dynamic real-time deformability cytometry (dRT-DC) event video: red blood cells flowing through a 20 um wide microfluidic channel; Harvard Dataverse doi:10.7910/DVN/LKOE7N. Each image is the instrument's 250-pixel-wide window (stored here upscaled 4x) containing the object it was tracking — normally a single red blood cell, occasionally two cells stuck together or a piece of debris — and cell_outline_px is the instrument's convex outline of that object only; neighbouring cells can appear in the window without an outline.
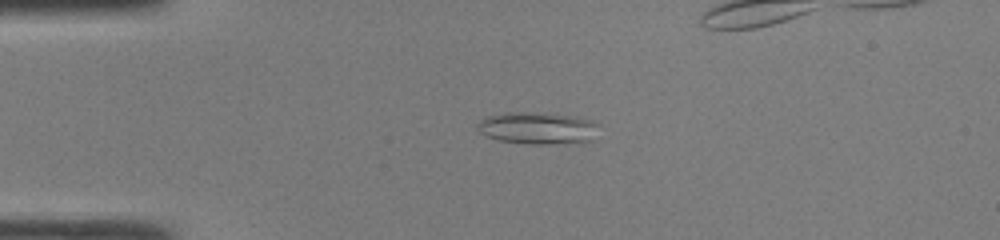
{"species": "common noctule bat (a hibernating species)", "species_latin": "Nyctalus noctula", "temperature_condition": "room temperature", "stored_images_in_passage": 48, "camera_frame_rate_fps": 3000, "um_per_image_px": 0.085, "animal": {"sex": "male", "body_mass_g": 19.0, "forearm_length_mm": 50.8}, "frame": {"image": 1, "passage_image": 11, "time_ms": 3.333, "image_size_px": [1000, 240], "cell_outline_px": [[596, 124], [592, 140], [548, 144], [524, 144], [500, 140], [488, 136], [480, 132], [476, 128], [476, 124], [480, 120], [488, 116], [508, 112], [524, 112], [576, 116], [588, 120]], "centroid_in_image_um": [45.61, 10.89], "position_along_channel_um": 39.4, "area_um2": 22.14}}
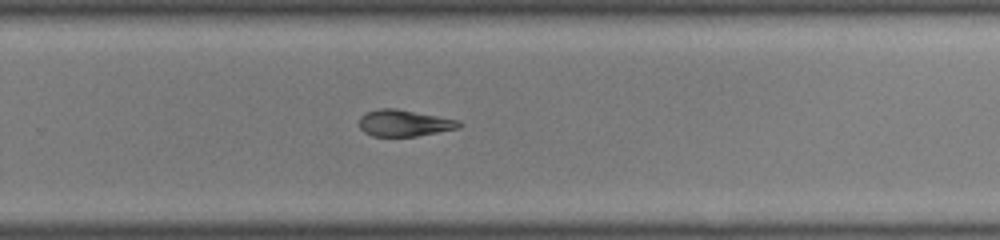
{"frame": {"image": 2, "passage_image": 31, "time_ms": 10.0, "image_size_px": [1000, 240], "cell_outline_px": [[464, 124], [460, 128], [416, 136], [372, 136], [364, 132], [360, 128], [360, 116], [368, 112], [380, 108], [396, 108], [460, 120]], "centroid_in_image_um": [34.4, 10.46], "position_along_channel_um": 295.4, "area_um2": 15.49}}
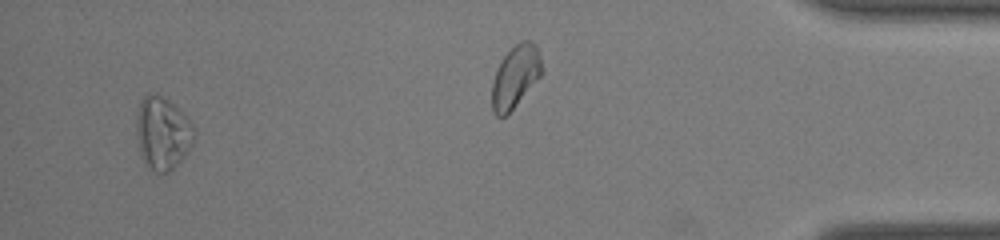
{"frame": {"image": 3, "passage_image": 45, "time_ms": 14.667, "image_size_px": [1000, 240], "cell_outline_px": [[196, 132], [192, 144], [184, 156], [168, 172], [156, 172], [148, 168], [144, 164], [136, 132], [136, 124], [140, 100], [148, 92], [156, 92], [168, 100], [192, 124]], "centroid_in_image_um": [13.8, 11.3], "position_along_channel_um": 421.4, "area_um2": 24.16}, "authors_computed_cell_mechanics": {"area_um2": 18.207, "velocity_mm_per_s": 4.3091, "shape_relaxation_time_tau1_ms": 9.8425, "shape_relaxation_time_tau2_ms": 5.8831, "deformation_change_tau1": 0.2231, "deformation_change_tau2": 0.1511}}